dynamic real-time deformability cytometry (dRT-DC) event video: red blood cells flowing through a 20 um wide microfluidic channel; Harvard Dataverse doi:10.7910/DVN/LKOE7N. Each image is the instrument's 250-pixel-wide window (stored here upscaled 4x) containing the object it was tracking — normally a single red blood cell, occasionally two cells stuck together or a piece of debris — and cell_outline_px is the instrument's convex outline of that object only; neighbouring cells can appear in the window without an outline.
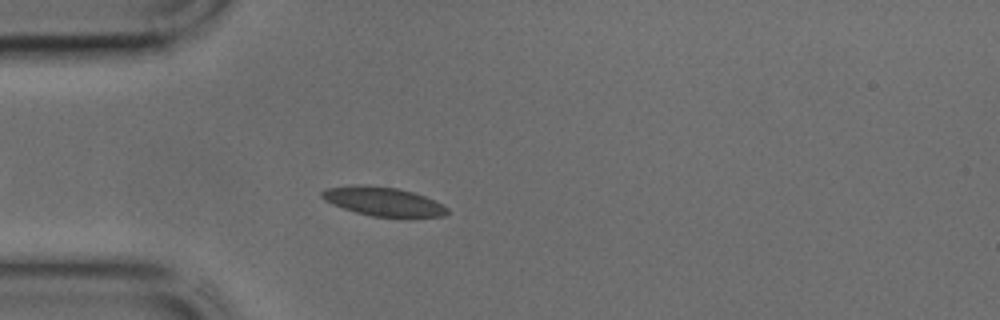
{"species": "common noctule bat (a hibernating species)", "species_latin": "Nyctalus noctula", "temperature_condition": "cold", "stored_images_in_passage": 43, "camera_frame_rate_fps": 3000, "um_per_image_px": 0.085, "animal": {"sex": "male", "body_mass_g": 17.9, "forearm_length_mm": 54.2}, "frame": {"image": 1, "passage_image": 11, "time_ms": 3.333, "image_size_px": [1000, 320], "cell_outline_px": [[448, 212], [444, 216], [408, 220], [372, 216], [356, 212], [332, 204], [324, 200], [320, 196], [320, 192], [328, 188], [356, 184], [360, 184], [396, 188], [412, 192], [424, 196], [444, 204], [448, 208]], "centroid_in_image_um": [32.64, 17.17], "position_along_channel_um": 52.4, "area_um2": 21.85}}
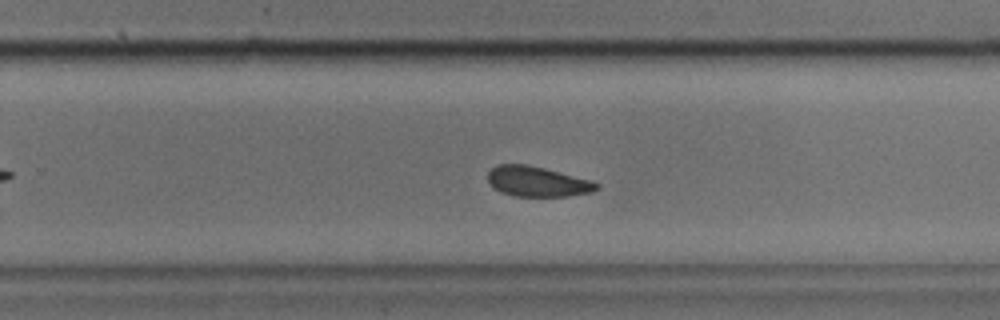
{"frame": {"image": 2, "passage_image": 27, "time_ms": 8.667, "image_size_px": [1000, 320], "cell_outline_px": [[600, 188], [592, 192], [568, 196], [516, 196], [500, 192], [492, 188], [488, 180], [488, 172], [496, 164], [528, 164], [592, 180], [600, 184]], "centroid_in_image_um": [45.68, 15.43], "position_along_channel_um": 284.1, "area_um2": 19.31}}
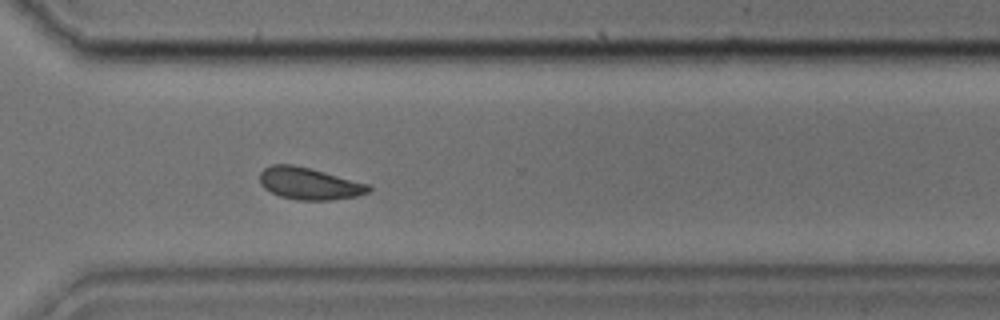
{"frame": {"image": 3, "passage_image": 31, "time_ms": 10.0, "image_size_px": [1000, 320], "cell_outline_px": [[372, 188], [368, 192], [356, 196], [332, 200], [296, 200], [280, 196], [264, 188], [260, 184], [260, 172], [264, 168], [272, 164], [292, 164], [324, 172], [368, 184]], "centroid_in_image_um": [26.25, 15.61], "position_along_channel_um": 344.4, "area_um2": 20.11}}